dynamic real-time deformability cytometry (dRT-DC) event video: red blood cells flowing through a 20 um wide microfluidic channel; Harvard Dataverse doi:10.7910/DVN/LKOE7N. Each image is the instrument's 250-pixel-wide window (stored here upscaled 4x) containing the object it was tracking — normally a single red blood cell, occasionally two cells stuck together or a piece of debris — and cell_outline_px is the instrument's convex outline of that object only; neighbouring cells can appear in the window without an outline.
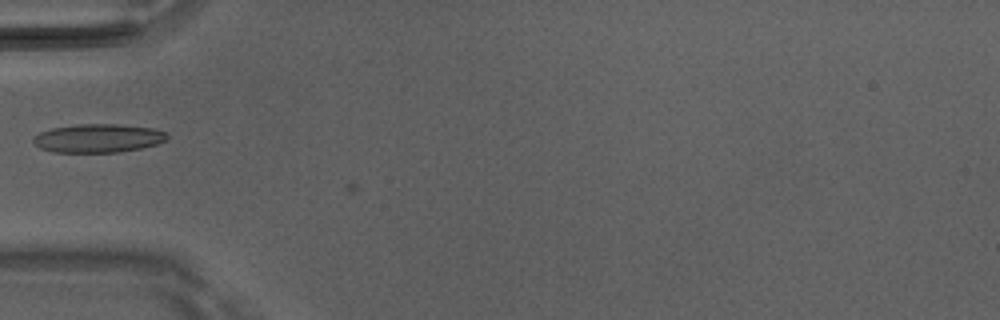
{"species": "Egyptian fruit bat (a non-hibernating species)", "species_latin": "Rousettus aegyptiacus", "temperature_condition": "room temperature", "stored_images_in_passage": 6, "camera_frame_rate_fps": 3000, "um_per_image_px": 0.085, "animal": {"sex": "male"}, "frame": {"image": 1, "passage_image": 5, "time_ms": 1.333, "image_size_px": [1000, 320], "cell_outline_px": [[168, 136], [164, 140], [156, 144], [140, 148], [116, 152], [52, 152], [40, 148], [32, 140], [40, 132], [52, 128], [76, 124], [116, 124], [152, 128], [168, 132]], "centroid_in_image_um": [8.33, 11.74], "position_along_channel_um": 76.7, "area_um2": 22.08}}